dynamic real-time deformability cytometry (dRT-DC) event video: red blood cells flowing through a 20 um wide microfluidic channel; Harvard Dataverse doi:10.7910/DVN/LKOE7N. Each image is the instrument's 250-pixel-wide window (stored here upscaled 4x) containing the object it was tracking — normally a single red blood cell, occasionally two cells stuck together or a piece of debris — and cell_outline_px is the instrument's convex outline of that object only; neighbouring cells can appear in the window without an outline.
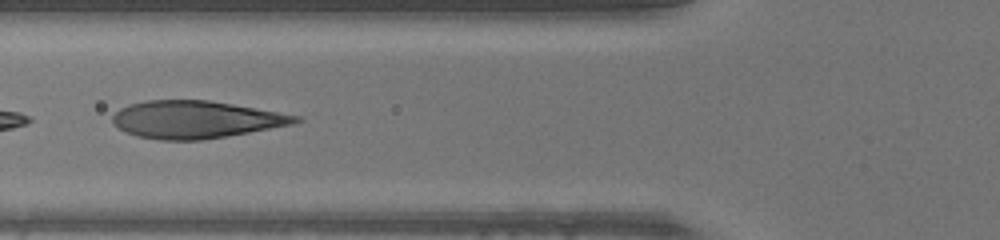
{"species": "human", "species_latin": "Homo sapiens", "temperature_condition": "warm", "stored_images_in_passage": 36, "camera_frame_rate_fps": 3000, "um_per_image_px": 0.085, "donor": {"sex": "male"}, "frame": {"image": 1, "passage_image": 6, "time_ms": 1.667, "image_size_px": [1000, 240], "cell_outline_px": [[304, 120], [292, 124], [248, 132], [200, 140], [160, 140], [136, 136], [112, 124], [112, 116], [120, 108], [128, 104], [148, 100], [208, 100], [232, 104], [300, 116]], "centroid_in_image_um": [16.59, 10.15], "position_along_channel_um": 109.2, "area_um2": 39.54}}
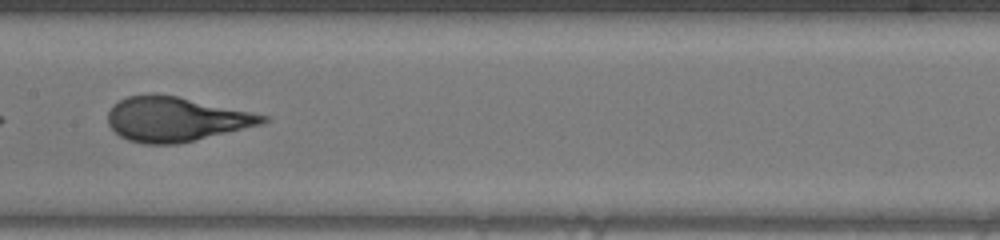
{"frame": {"image": 2, "passage_image": 12, "time_ms": 3.667, "image_size_px": [1000, 240], "cell_outline_px": [[268, 120], [260, 124], [176, 144], [144, 144], [128, 140], [120, 136], [108, 124], [108, 112], [112, 104], [128, 96], [156, 92], [176, 96], [268, 116]], "centroid_in_image_um": [14.84, 10.11], "position_along_channel_um": 192.6, "area_um2": 39.59}}
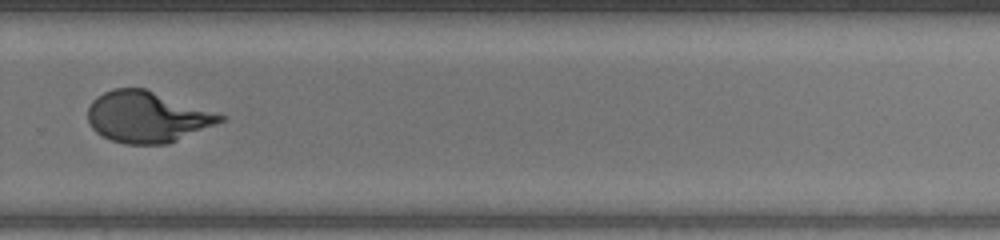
{"frame": {"image": 3, "passage_image": 21, "time_ms": 6.667, "image_size_px": [1000, 240], "cell_outline_px": [[228, 116], [224, 120], [216, 124], [168, 144], [124, 144], [112, 140], [96, 132], [92, 128], [88, 120], [88, 108], [92, 100], [96, 96], [104, 92], [116, 88], [144, 88]], "centroid_in_image_um": [12.5, 9.94], "position_along_channel_um": 317.3, "area_um2": 39.3}}